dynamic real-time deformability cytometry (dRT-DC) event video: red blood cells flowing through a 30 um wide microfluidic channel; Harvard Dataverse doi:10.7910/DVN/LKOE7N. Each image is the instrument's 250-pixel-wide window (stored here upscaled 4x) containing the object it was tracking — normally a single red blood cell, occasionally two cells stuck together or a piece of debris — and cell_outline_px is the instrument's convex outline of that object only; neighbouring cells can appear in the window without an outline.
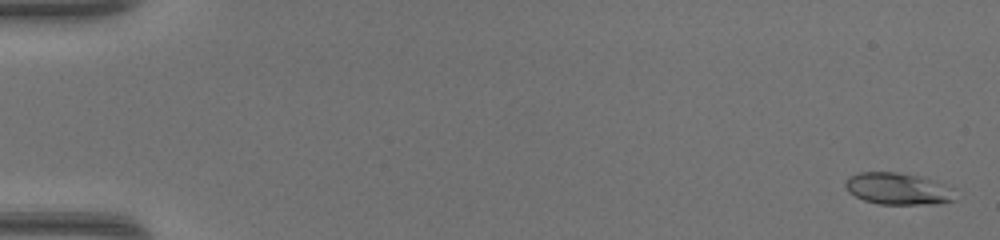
{"species": "common noctule bat (a hibernating species)", "species_latin": "Nyctalus noctula", "temperature_condition": "warm", "stored_images_in_passage": 49, "camera_frame_rate_fps": 3000, "um_per_image_px": 0.085, "animal": {"sex": "female", "body_mass_g": 17.0, "forearm_length_mm": 48.0}, "frame": {"image": 1, "passage_image": 2, "time_ms": 0.333, "image_size_px": [1000, 240], "cell_outline_px": [[956, 200], [940, 204], [880, 204], [864, 200], [848, 192], [844, 184], [848, 176], [860, 172], [896, 172], [920, 176], [932, 180]], "centroid_in_image_um": [76.16, 16.04], "position_along_channel_um": 8.8, "area_um2": 19.65}}
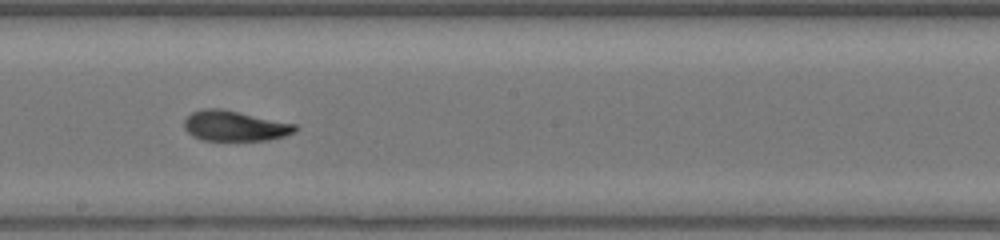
{"frame": {"image": 2, "passage_image": 29, "time_ms": 9.333, "image_size_px": [1000, 240], "cell_outline_px": [[300, 128], [296, 132], [284, 136], [268, 140], [204, 140], [192, 136], [184, 128], [184, 120], [192, 112], [204, 108], [220, 108], [296, 124]], "centroid_in_image_um": [19.97, 10.7], "position_along_channel_um": 228.2, "area_um2": 19.59}}
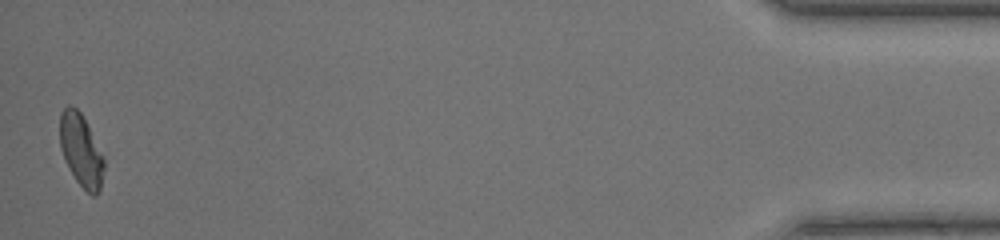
{"frame": {"image": 3, "passage_image": 49, "time_ms": 16.0, "image_size_px": [1000, 240], "cell_outline_px": [[104, 168], [100, 188], [96, 196], [92, 196], [76, 180], [60, 148], [60, 112], [68, 104], [72, 104], [80, 112], [104, 156]], "centroid_in_image_um": [6.89, 12.75], "position_along_channel_um": 428.3, "area_um2": 18.32}, "authors_computed_cell_mechanics": {"area_um2": 19.363, "velocity_mm_per_s": 4.3424, "shape_relaxation_time_tau1_ms": 9.786, "shape_relaxation_time_tau2_ms": 1.3731, "deformation_change_tau1": 0.3303, "deformation_change_tau2": 0.0744}}